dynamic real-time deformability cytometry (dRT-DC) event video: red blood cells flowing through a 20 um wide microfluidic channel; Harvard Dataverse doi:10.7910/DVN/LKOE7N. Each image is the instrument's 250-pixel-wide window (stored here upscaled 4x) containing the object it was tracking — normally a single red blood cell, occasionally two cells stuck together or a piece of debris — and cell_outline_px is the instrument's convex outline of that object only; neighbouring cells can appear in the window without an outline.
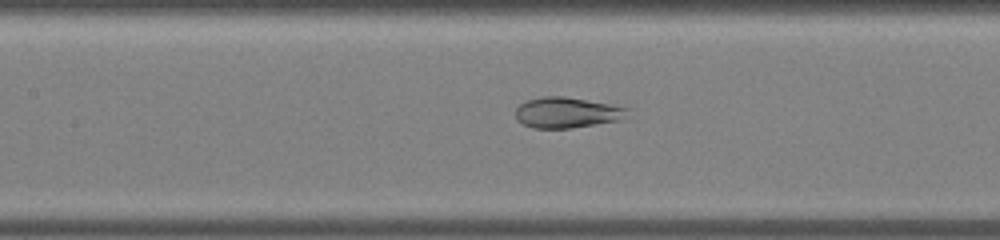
{"species": "common noctule bat (a hibernating species)", "species_latin": "Nyctalus noctula", "temperature_condition": "warm", "stored_images_in_passage": 29, "camera_frame_rate_fps": 3000, "um_per_image_px": 0.085, "animal": {"sex": "male", "body_mass_g": 19.0, "forearm_length_mm": 50.8}, "frame": {"image": 1, "passage_image": 9, "time_ms": 2.667, "image_size_px": [1000, 240], "cell_outline_px": [[628, 108], [620, 120], [572, 128], [532, 128], [516, 120], [516, 108], [520, 104], [528, 100], [544, 96], [564, 96], [608, 104]], "centroid_in_image_um": [48.12, 9.57], "position_along_channel_um": 159.3, "area_um2": 19.65}}
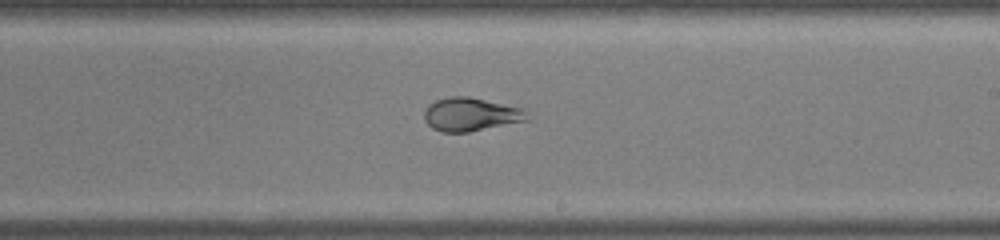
{"frame": {"image": 2, "passage_image": 14, "time_ms": 4.333, "image_size_px": [1000, 240], "cell_outline_px": [[528, 120], [468, 132], [440, 132], [432, 128], [424, 120], [424, 112], [428, 104], [436, 100], [448, 96], [468, 96], [520, 108], [524, 112]], "centroid_in_image_um": [39.92, 9.72], "position_along_channel_um": 249.1, "area_um2": 19.77}}
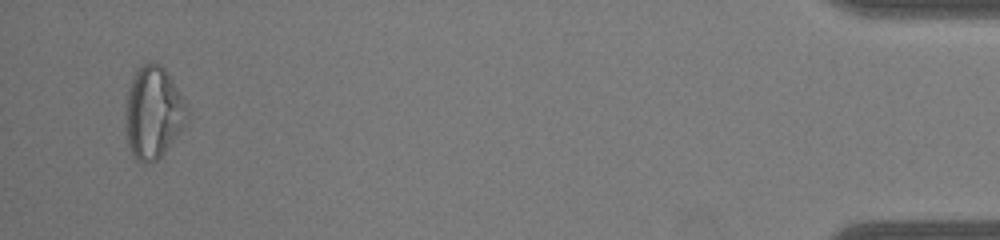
{"frame": {"image": 3, "passage_image": 28, "time_ms": 9.0, "image_size_px": [1000, 240], "cell_outline_px": [[188, 120], [164, 152], [156, 160], [144, 164], [136, 160], [128, 144], [128, 92], [132, 80], [136, 72], [148, 60], [160, 64], [164, 68], [188, 104]], "centroid_in_image_um": [13.09, 9.55], "position_along_channel_um": 422.1, "area_um2": 32.19}}